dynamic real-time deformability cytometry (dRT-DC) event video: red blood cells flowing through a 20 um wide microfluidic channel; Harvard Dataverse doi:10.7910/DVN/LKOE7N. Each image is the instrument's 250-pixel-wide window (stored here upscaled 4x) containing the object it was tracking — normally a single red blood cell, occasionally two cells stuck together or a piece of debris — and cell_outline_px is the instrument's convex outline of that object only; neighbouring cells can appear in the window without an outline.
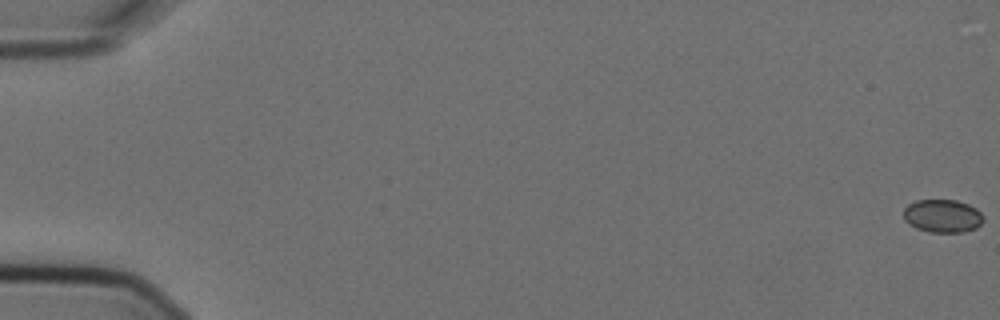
{"species": "Egyptian fruit bat (a non-hibernating species)", "species_latin": "Rousettus aegyptiacus", "temperature_condition": "cold", "stored_images_in_passage": 6, "camera_frame_rate_fps": 3000, "um_per_image_px": 0.085, "animal": {"sex": "female"}, "frame": {"image": 1, "passage_image": 1, "time_ms": 0.0, "image_size_px": [1000, 320], "cell_outline_px": [[984, 220], [976, 228], [964, 232], [928, 232], [916, 228], [908, 224], [904, 220], [904, 208], [908, 204], [916, 200], [956, 200], [968, 204], [976, 208], [984, 216]], "centroid_in_image_um": [80.11, 18.36], "position_along_channel_um": 4.9, "area_um2": 15.55}}
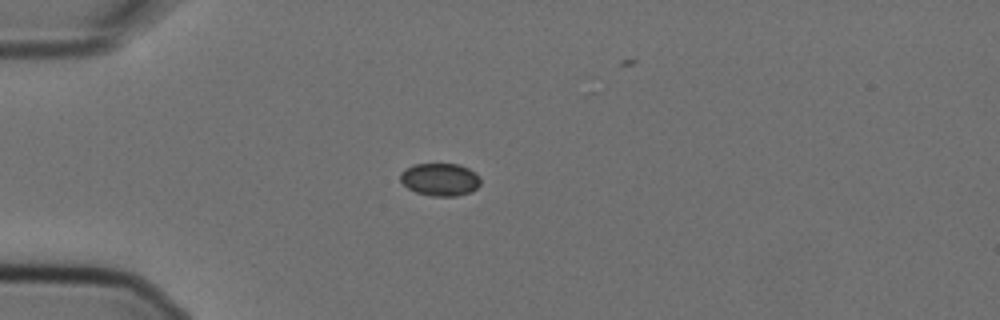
{"frame": {"image": 2, "passage_image": 5, "time_ms": 1.333, "image_size_px": [1000, 320], "cell_outline_px": [[480, 184], [472, 192], [456, 196], [432, 196], [416, 192], [408, 188], [400, 180], [400, 172], [404, 168], [416, 164], [456, 164], [468, 168], [480, 176]], "centroid_in_image_um": [37.4, 15.26], "position_along_channel_um": 47.6, "area_um2": 15.32}}